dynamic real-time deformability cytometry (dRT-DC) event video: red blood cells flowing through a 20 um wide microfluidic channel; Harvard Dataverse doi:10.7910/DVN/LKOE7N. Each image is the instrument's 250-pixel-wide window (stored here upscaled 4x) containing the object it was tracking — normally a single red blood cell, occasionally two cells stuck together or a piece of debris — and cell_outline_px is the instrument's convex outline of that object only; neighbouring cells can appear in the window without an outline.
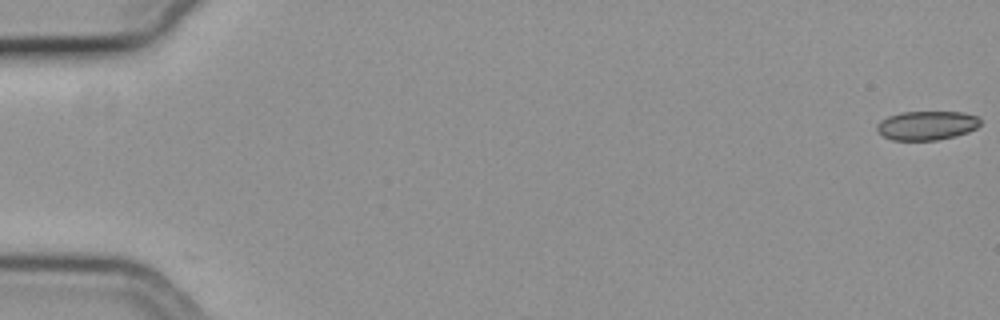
{"species": "common noctule bat (a hibernating species)", "species_latin": "Nyctalus noctula", "temperature_condition": "cold", "stored_images_in_passage": 6, "camera_frame_rate_fps": 3000, "um_per_image_px": 0.085, "animal": {"sex": "female", "body_mass_g": 19.3, "forearm_length_mm": 54.1}, "frame": {"image": 1, "passage_image": 1, "time_ms": 0.0, "image_size_px": [1000, 320], "cell_outline_px": [[980, 124], [976, 128], [968, 132], [956, 136], [936, 140], [892, 140], [876, 132], [876, 124], [880, 120], [888, 116], [900, 112], [964, 112], [980, 116]], "centroid_in_image_um": [78.77, 10.66], "position_along_channel_um": 6.2, "area_um2": 17.74}}